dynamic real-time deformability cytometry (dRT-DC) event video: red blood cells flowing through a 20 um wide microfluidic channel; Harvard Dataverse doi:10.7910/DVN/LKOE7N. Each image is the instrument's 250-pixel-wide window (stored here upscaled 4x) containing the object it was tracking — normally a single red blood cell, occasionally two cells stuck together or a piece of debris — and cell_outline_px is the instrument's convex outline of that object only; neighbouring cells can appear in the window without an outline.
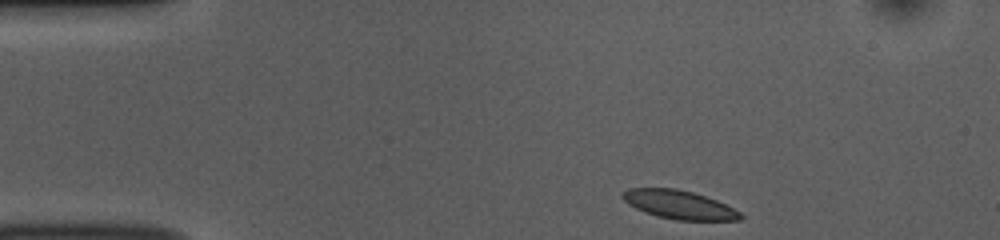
{"species": "common noctule bat (a hibernating species)", "species_latin": "Nyctalus noctula", "temperature_condition": "room temperature", "stored_images_in_passage": 45, "camera_frame_rate_fps": 3000, "um_per_image_px": 0.085, "animal": {"sex": "female", "body_mass_g": 10.0, "forearm_length_mm": 53.1}, "frame": {"image": 1, "passage_image": 1, "time_ms": 0.0, "image_size_px": [1000, 240], "cell_outline_px": [[744, 216], [740, 220], [676, 220], [656, 216], [644, 212], [628, 204], [620, 196], [628, 188], [676, 188], [692, 192], [716, 200], [740, 212]], "centroid_in_image_um": [57.7, 17.4], "position_along_channel_um": 27.3, "area_um2": 19.54}}
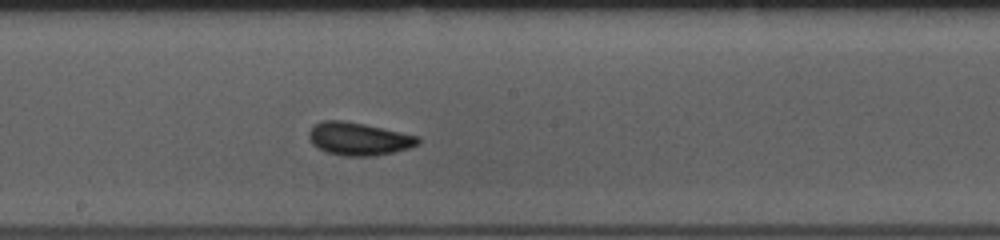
{"frame": {"image": 2, "passage_image": 21, "time_ms": 6.667, "image_size_px": [1000, 240], "cell_outline_px": [[420, 144], [408, 148], [392, 152], [372, 156], [344, 156], [328, 152], [312, 144], [308, 136], [308, 132], [320, 120], [344, 120], [364, 124], [420, 136]], "centroid_in_image_um": [30.5, 11.79], "position_along_channel_um": 217.7, "area_um2": 20.81}}
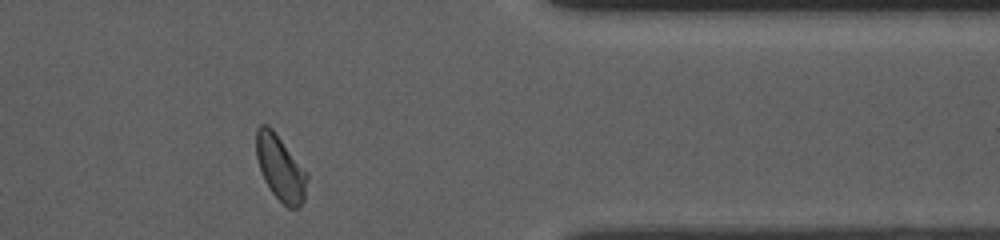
{"frame": {"image": 3, "passage_image": 36, "time_ms": 11.667, "image_size_px": [1000, 240], "cell_outline_px": [[308, 180], [304, 200], [300, 208], [288, 208], [272, 192], [264, 180], [256, 156], [256, 128], [260, 124], [268, 124], [272, 128], [308, 176]], "centroid_in_image_um": [23.82, 14.29], "position_along_channel_um": 387.6, "area_um2": 19.02}, "authors_computed_cell_mechanics": {"area_um2": 19.941, "velocity_mm_per_s": 3.7504, "shape_relaxation_time_tau1_ms": 3.2161, "shape_relaxation_time_tau2_ms": 1.2577, "deformation_change_tau1": 0.0968, "deformation_change_tau2": 0.0549}}